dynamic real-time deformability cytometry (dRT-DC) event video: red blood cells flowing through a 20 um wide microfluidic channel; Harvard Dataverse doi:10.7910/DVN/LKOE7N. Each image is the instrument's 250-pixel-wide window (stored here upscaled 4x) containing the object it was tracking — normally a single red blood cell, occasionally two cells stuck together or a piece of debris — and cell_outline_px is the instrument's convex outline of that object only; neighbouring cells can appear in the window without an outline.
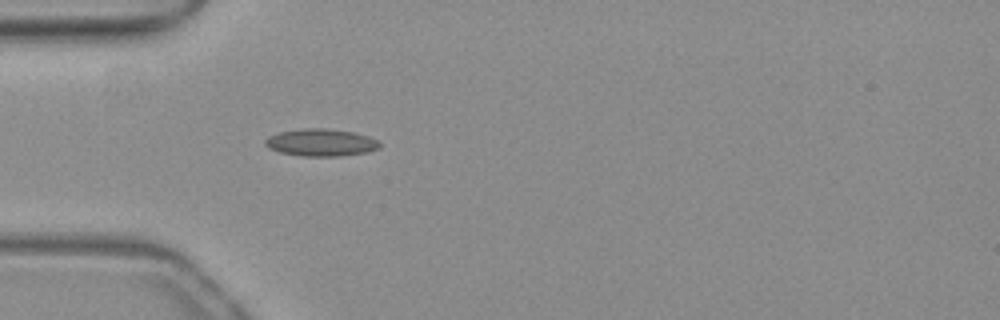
{"species": "common noctule bat (a hibernating species)", "species_latin": "Nyctalus noctula", "temperature_condition": "warm", "stored_images_in_passage": 7, "camera_frame_rate_fps": 3000, "um_per_image_px": 0.085, "animal": {"sex": "female", "body_mass_g": 19.3, "forearm_length_mm": 54.1}, "frame": {"image": 1, "passage_image": 1, "time_ms": 0.0, "image_size_px": [1000, 320], "cell_outline_px": [[380, 148], [368, 152], [340, 156], [300, 156], [280, 152], [268, 148], [264, 144], [264, 140], [268, 136], [280, 132], [304, 128], [324, 128], [352, 132], [368, 136], [380, 140]], "centroid_in_image_um": [27.29, 12.12], "position_along_channel_um": 57.7, "area_um2": 18.32}}